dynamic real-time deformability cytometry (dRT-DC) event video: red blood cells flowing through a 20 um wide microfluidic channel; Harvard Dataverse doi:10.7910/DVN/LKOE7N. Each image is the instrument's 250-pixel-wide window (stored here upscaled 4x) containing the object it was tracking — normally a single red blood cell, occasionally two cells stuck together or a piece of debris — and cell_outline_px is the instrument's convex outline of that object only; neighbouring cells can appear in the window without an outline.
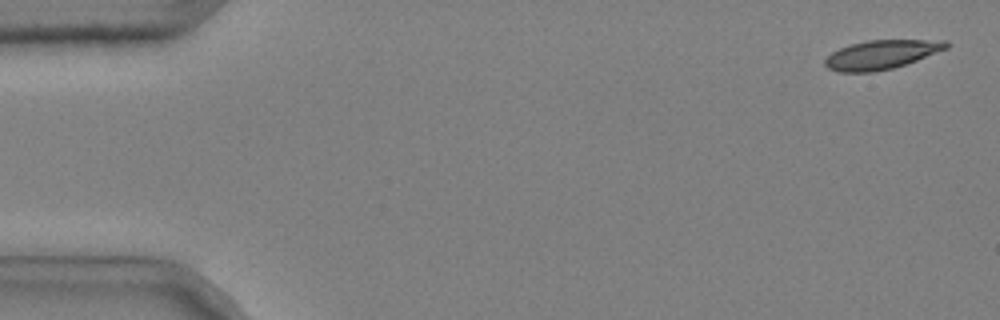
{"species": "common noctule bat (a hibernating species)", "species_latin": "Nyctalus noctula", "temperature_condition": "cold", "stored_images_in_passage": 5, "camera_frame_rate_fps": 3000, "um_per_image_px": 0.085, "animal": {"sex": "male", "body_mass_g": 20.4}, "frame": {"image": 1, "passage_image": 1, "time_ms": 0.0, "image_size_px": [1000, 320], "cell_outline_px": [[952, 44], [948, 48], [916, 60], [892, 68], [872, 72], [840, 72], [828, 68], [824, 64], [824, 60], [832, 52], [840, 48], [852, 44], [868, 40], [948, 40]], "centroid_in_image_um": [74.94, 4.63], "position_along_channel_um": 10.1, "area_um2": 20.35}}
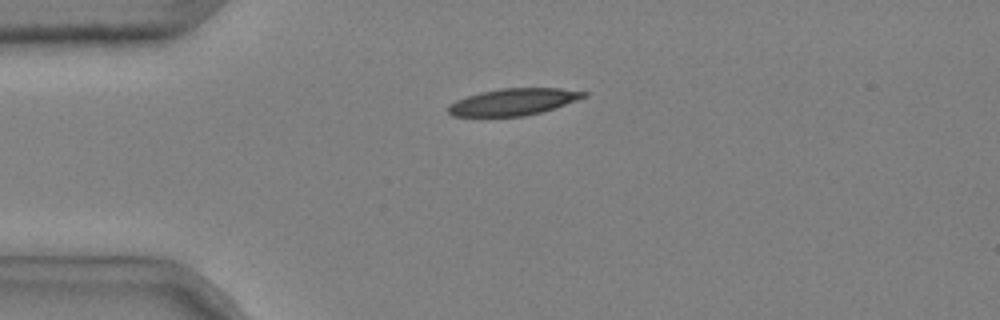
{"frame": {"image": 2, "passage_image": 4, "time_ms": 1.0, "image_size_px": [1000, 320], "cell_outline_px": [[588, 96], [540, 112], [524, 116], [452, 116], [448, 112], [448, 104], [456, 100], [480, 92], [500, 88], [560, 88], [588, 92]], "centroid_in_image_um": [43.61, 8.65], "position_along_channel_um": 41.4, "area_um2": 20.98}}